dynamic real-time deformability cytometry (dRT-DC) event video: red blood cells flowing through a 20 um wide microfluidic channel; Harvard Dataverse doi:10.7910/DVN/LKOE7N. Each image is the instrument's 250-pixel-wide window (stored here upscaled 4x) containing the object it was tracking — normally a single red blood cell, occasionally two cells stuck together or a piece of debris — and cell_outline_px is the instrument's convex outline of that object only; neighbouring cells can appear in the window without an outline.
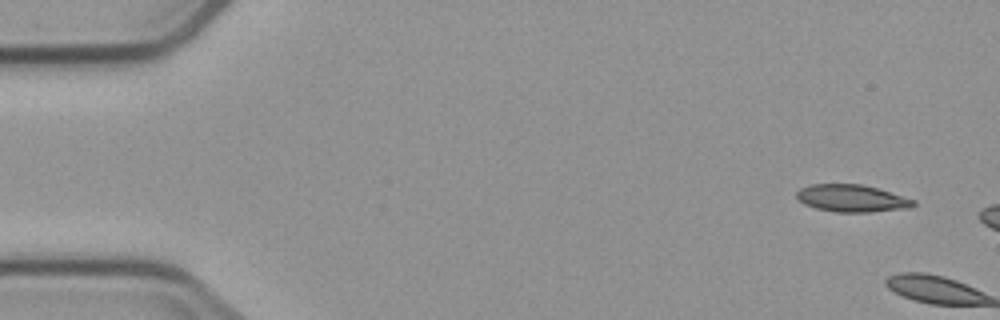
{"species": "common noctule bat (a hibernating species)", "species_latin": "Nyctalus noctula", "temperature_condition": "cold", "stored_images_in_passage": 2, "camera_frame_rate_fps": 3000, "um_per_image_px": 0.085, "animal": {"sex": "male", "body_mass_g": 23.1, "forearm_length_mm": 52.7}, "frame": {"image": 1, "passage_image": 1, "time_ms": 0.0, "image_size_px": [1000, 320], "cell_outline_px": [[916, 204], [912, 208], [868, 212], [836, 212], [816, 208], [804, 204], [796, 196], [796, 192], [800, 188], [808, 184], [860, 184], [876, 188], [916, 200]], "centroid_in_image_um": [72.4, 16.86], "position_along_channel_um": 12.6, "area_um2": 18.55}}